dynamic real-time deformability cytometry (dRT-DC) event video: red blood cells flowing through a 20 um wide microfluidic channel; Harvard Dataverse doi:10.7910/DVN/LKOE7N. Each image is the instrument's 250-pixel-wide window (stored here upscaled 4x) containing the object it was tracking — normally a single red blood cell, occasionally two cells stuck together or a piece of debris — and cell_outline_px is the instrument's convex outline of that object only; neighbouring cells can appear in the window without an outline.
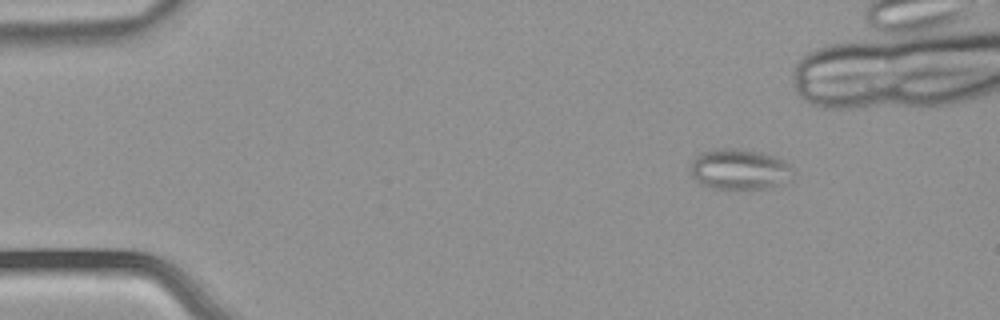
{"species": "common noctule bat (a hibernating species)", "species_latin": "Nyctalus noctula", "temperature_condition": "warm", "stored_images_in_passage": 6, "camera_frame_rate_fps": 3000, "um_per_image_px": 0.085, "animal": {"sex": "male", "body_mass_g": 21.5, "forearm_length_mm": 52.0}, "frame": {"image": 1, "passage_image": 1, "time_ms": 0.0, "image_size_px": [1000, 320], "cell_outline_px": [[792, 172], [776, 184], [764, 188], [712, 188], [700, 184], [692, 176], [688, 168], [692, 160], [700, 152], [716, 148], [740, 148], [760, 152], [776, 156], [784, 160], [792, 168]], "centroid_in_image_um": [62.73, 14.34], "position_along_channel_um": 22.3, "area_um2": 23.99}}